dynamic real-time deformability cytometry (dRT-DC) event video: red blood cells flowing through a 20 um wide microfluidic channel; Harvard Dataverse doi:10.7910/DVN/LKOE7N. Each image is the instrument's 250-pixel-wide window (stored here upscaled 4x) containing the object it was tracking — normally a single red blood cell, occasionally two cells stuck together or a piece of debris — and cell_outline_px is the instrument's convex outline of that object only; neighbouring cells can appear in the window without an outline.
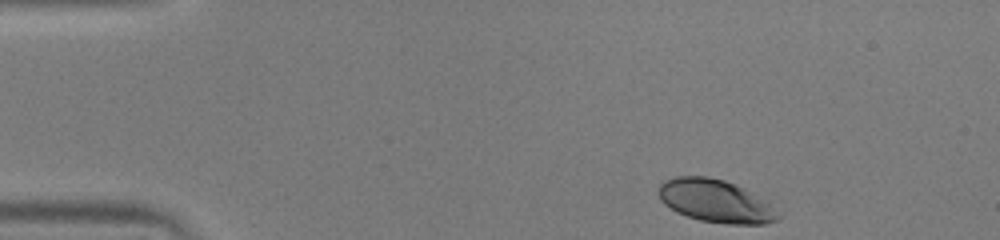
{"species": "human", "species_latin": "Homo sapiens", "temperature_condition": "warm", "stored_images_in_passage": 45, "camera_frame_rate_fps": 3000, "um_per_image_px": 0.085, "donor": {"sex": "male"}, "frame": {"image": 1, "passage_image": 1, "time_ms": 0.0, "image_size_px": [1000, 240], "cell_outline_px": [[780, 216], [776, 220], [764, 224], [724, 224], [700, 220], [676, 212], [664, 204], [660, 200], [656, 192], [660, 184], [664, 180], [676, 176], [708, 176], [724, 180], [744, 188], [768, 204]], "centroid_in_image_um": [60.73, 17.08], "position_along_channel_um": 24.3, "area_um2": 29.59}}
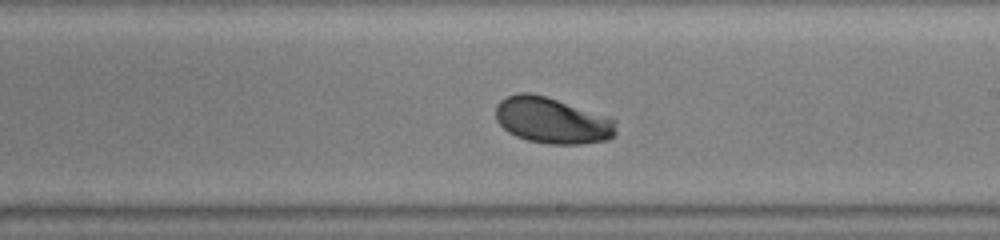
{"frame": {"image": 2, "passage_image": 24, "time_ms": 7.667, "image_size_px": [1000, 240], "cell_outline_px": [[616, 136], [608, 140], [580, 144], [548, 144], [528, 140], [516, 136], [508, 132], [496, 120], [496, 104], [500, 100], [508, 96], [520, 92], [532, 92], [612, 116], [616, 120]], "centroid_in_image_um": [46.99, 10.23], "position_along_channel_um": 242.0, "area_um2": 32.89}}
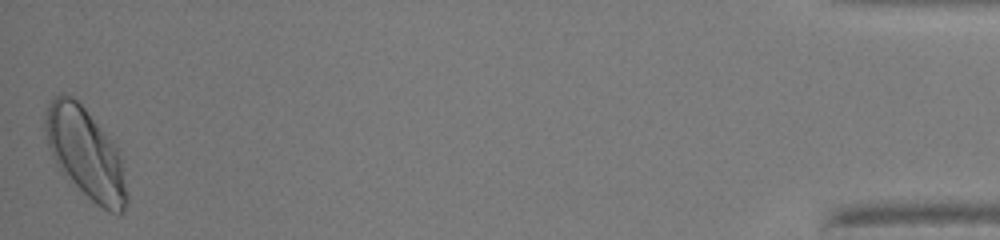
{"frame": {"image": 3, "passage_image": 45, "time_ms": 14.667, "image_size_px": [1000, 240], "cell_outline_px": [[128, 200], [124, 212], [120, 216], [108, 212], [96, 204], [60, 172], [52, 156], [48, 144], [44, 128], [44, 112], [48, 104], [60, 92], [64, 92], [72, 96], [84, 108], [116, 148], [120, 156], [128, 196]], "centroid_in_image_um": [7.25, 13.07], "position_along_channel_um": 428.0, "area_um2": 42.66}, "authors_computed_cell_mechanics": {"area_um2": 32.368, "velocity_mm_per_s": 3.9805, "shape_relaxation_time_tau1_ms": 1.9439, "shape_relaxation_time_tau2_ms": null, "deformation_change_tau1": 0.1124, "deformation_change_tau2": null}}